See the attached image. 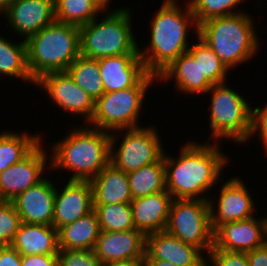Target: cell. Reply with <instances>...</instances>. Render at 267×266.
I'll return each instance as SVG.
<instances>
[{
    "label": "cell",
    "mask_w": 267,
    "mask_h": 266,
    "mask_svg": "<svg viewBox=\"0 0 267 266\" xmlns=\"http://www.w3.org/2000/svg\"><path fill=\"white\" fill-rule=\"evenodd\" d=\"M219 148L217 143L189 141L177 159L164 152L166 191L173 199L209 200L204 194L218 183L229 161Z\"/></svg>",
    "instance_id": "obj_1"
},
{
    "label": "cell",
    "mask_w": 267,
    "mask_h": 266,
    "mask_svg": "<svg viewBox=\"0 0 267 266\" xmlns=\"http://www.w3.org/2000/svg\"><path fill=\"white\" fill-rule=\"evenodd\" d=\"M178 0H163L162 5L151 19V43L138 49L145 69L158 76L180 55L189 49V27L194 26L198 36V24L189 4L181 9Z\"/></svg>",
    "instance_id": "obj_2"
},
{
    "label": "cell",
    "mask_w": 267,
    "mask_h": 266,
    "mask_svg": "<svg viewBox=\"0 0 267 266\" xmlns=\"http://www.w3.org/2000/svg\"><path fill=\"white\" fill-rule=\"evenodd\" d=\"M111 132L79 126L53 144L50 169L72 171L69 180L90 181L110 163Z\"/></svg>",
    "instance_id": "obj_3"
},
{
    "label": "cell",
    "mask_w": 267,
    "mask_h": 266,
    "mask_svg": "<svg viewBox=\"0 0 267 266\" xmlns=\"http://www.w3.org/2000/svg\"><path fill=\"white\" fill-rule=\"evenodd\" d=\"M251 16L245 12L214 17L198 26V37L230 70L253 58L259 50Z\"/></svg>",
    "instance_id": "obj_4"
},
{
    "label": "cell",
    "mask_w": 267,
    "mask_h": 266,
    "mask_svg": "<svg viewBox=\"0 0 267 266\" xmlns=\"http://www.w3.org/2000/svg\"><path fill=\"white\" fill-rule=\"evenodd\" d=\"M27 68L34 81L66 71L80 55L79 27L54 21L26 40Z\"/></svg>",
    "instance_id": "obj_5"
},
{
    "label": "cell",
    "mask_w": 267,
    "mask_h": 266,
    "mask_svg": "<svg viewBox=\"0 0 267 266\" xmlns=\"http://www.w3.org/2000/svg\"><path fill=\"white\" fill-rule=\"evenodd\" d=\"M131 9L111 10L103 20L94 18L79 27L80 55L100 59L122 54H139L132 28Z\"/></svg>",
    "instance_id": "obj_6"
},
{
    "label": "cell",
    "mask_w": 267,
    "mask_h": 266,
    "mask_svg": "<svg viewBox=\"0 0 267 266\" xmlns=\"http://www.w3.org/2000/svg\"><path fill=\"white\" fill-rule=\"evenodd\" d=\"M210 109L211 138L230 139L235 144L250 140L252 107L243 95L226 83L213 84Z\"/></svg>",
    "instance_id": "obj_7"
},
{
    "label": "cell",
    "mask_w": 267,
    "mask_h": 266,
    "mask_svg": "<svg viewBox=\"0 0 267 266\" xmlns=\"http://www.w3.org/2000/svg\"><path fill=\"white\" fill-rule=\"evenodd\" d=\"M154 80H157V76L147 73L134 87L105 92L95 102V111L89 126L109 132L140 127L138 117L146 91Z\"/></svg>",
    "instance_id": "obj_8"
},
{
    "label": "cell",
    "mask_w": 267,
    "mask_h": 266,
    "mask_svg": "<svg viewBox=\"0 0 267 266\" xmlns=\"http://www.w3.org/2000/svg\"><path fill=\"white\" fill-rule=\"evenodd\" d=\"M165 231L208 255L214 246L209 200L173 199Z\"/></svg>",
    "instance_id": "obj_9"
},
{
    "label": "cell",
    "mask_w": 267,
    "mask_h": 266,
    "mask_svg": "<svg viewBox=\"0 0 267 266\" xmlns=\"http://www.w3.org/2000/svg\"><path fill=\"white\" fill-rule=\"evenodd\" d=\"M126 132H125V131ZM111 132L110 142V163L117 169L129 173L142 166L159 161L164 155V149L158 129L150 125L147 127H137L120 129L124 132L120 146L116 148L118 132ZM117 149V150H116Z\"/></svg>",
    "instance_id": "obj_10"
},
{
    "label": "cell",
    "mask_w": 267,
    "mask_h": 266,
    "mask_svg": "<svg viewBox=\"0 0 267 266\" xmlns=\"http://www.w3.org/2000/svg\"><path fill=\"white\" fill-rule=\"evenodd\" d=\"M35 85L43 88L52 101L68 114L84 115L86 125H89L87 123H90L94 115L95 102L75 84L67 71L46 73L35 81Z\"/></svg>",
    "instance_id": "obj_11"
},
{
    "label": "cell",
    "mask_w": 267,
    "mask_h": 266,
    "mask_svg": "<svg viewBox=\"0 0 267 266\" xmlns=\"http://www.w3.org/2000/svg\"><path fill=\"white\" fill-rule=\"evenodd\" d=\"M42 141L22 160L0 173V201H11L20 193L44 179V170L49 168ZM48 162V164L46 163ZM48 165V166H47Z\"/></svg>",
    "instance_id": "obj_12"
},
{
    "label": "cell",
    "mask_w": 267,
    "mask_h": 266,
    "mask_svg": "<svg viewBox=\"0 0 267 266\" xmlns=\"http://www.w3.org/2000/svg\"><path fill=\"white\" fill-rule=\"evenodd\" d=\"M240 178L233 177L221 185L217 210L209 199L212 230L226 222L244 220L254 216V199Z\"/></svg>",
    "instance_id": "obj_13"
},
{
    "label": "cell",
    "mask_w": 267,
    "mask_h": 266,
    "mask_svg": "<svg viewBox=\"0 0 267 266\" xmlns=\"http://www.w3.org/2000/svg\"><path fill=\"white\" fill-rule=\"evenodd\" d=\"M266 243L264 217L226 222L214 231V246L225 251L249 252Z\"/></svg>",
    "instance_id": "obj_14"
},
{
    "label": "cell",
    "mask_w": 267,
    "mask_h": 266,
    "mask_svg": "<svg viewBox=\"0 0 267 266\" xmlns=\"http://www.w3.org/2000/svg\"><path fill=\"white\" fill-rule=\"evenodd\" d=\"M143 259L165 260L177 266H207V256L199 248L166 231L146 235Z\"/></svg>",
    "instance_id": "obj_15"
},
{
    "label": "cell",
    "mask_w": 267,
    "mask_h": 266,
    "mask_svg": "<svg viewBox=\"0 0 267 266\" xmlns=\"http://www.w3.org/2000/svg\"><path fill=\"white\" fill-rule=\"evenodd\" d=\"M1 15L26 41L55 21L54 0H16Z\"/></svg>",
    "instance_id": "obj_16"
},
{
    "label": "cell",
    "mask_w": 267,
    "mask_h": 266,
    "mask_svg": "<svg viewBox=\"0 0 267 266\" xmlns=\"http://www.w3.org/2000/svg\"><path fill=\"white\" fill-rule=\"evenodd\" d=\"M56 186L44 178L11 200L21 223L53 226Z\"/></svg>",
    "instance_id": "obj_17"
},
{
    "label": "cell",
    "mask_w": 267,
    "mask_h": 266,
    "mask_svg": "<svg viewBox=\"0 0 267 266\" xmlns=\"http://www.w3.org/2000/svg\"><path fill=\"white\" fill-rule=\"evenodd\" d=\"M145 235L137 229L126 231H101L93 252L101 265L124 260H143Z\"/></svg>",
    "instance_id": "obj_18"
},
{
    "label": "cell",
    "mask_w": 267,
    "mask_h": 266,
    "mask_svg": "<svg viewBox=\"0 0 267 266\" xmlns=\"http://www.w3.org/2000/svg\"><path fill=\"white\" fill-rule=\"evenodd\" d=\"M62 187L55 191L53 227L57 230L94 209L90 181L68 180Z\"/></svg>",
    "instance_id": "obj_19"
},
{
    "label": "cell",
    "mask_w": 267,
    "mask_h": 266,
    "mask_svg": "<svg viewBox=\"0 0 267 266\" xmlns=\"http://www.w3.org/2000/svg\"><path fill=\"white\" fill-rule=\"evenodd\" d=\"M105 92L134 87L148 72L139 54H122L98 59Z\"/></svg>",
    "instance_id": "obj_20"
},
{
    "label": "cell",
    "mask_w": 267,
    "mask_h": 266,
    "mask_svg": "<svg viewBox=\"0 0 267 266\" xmlns=\"http://www.w3.org/2000/svg\"><path fill=\"white\" fill-rule=\"evenodd\" d=\"M172 201L166 190L133 199L130 205L135 229L145 236L165 231Z\"/></svg>",
    "instance_id": "obj_21"
},
{
    "label": "cell",
    "mask_w": 267,
    "mask_h": 266,
    "mask_svg": "<svg viewBox=\"0 0 267 266\" xmlns=\"http://www.w3.org/2000/svg\"><path fill=\"white\" fill-rule=\"evenodd\" d=\"M173 77V78H172ZM175 80L176 89L188 94H206L213 84L201 73L198 61L187 51L174 60L158 76L157 82Z\"/></svg>",
    "instance_id": "obj_22"
},
{
    "label": "cell",
    "mask_w": 267,
    "mask_h": 266,
    "mask_svg": "<svg viewBox=\"0 0 267 266\" xmlns=\"http://www.w3.org/2000/svg\"><path fill=\"white\" fill-rule=\"evenodd\" d=\"M94 205L130 204L133 200L128 175L109 163L90 180Z\"/></svg>",
    "instance_id": "obj_23"
},
{
    "label": "cell",
    "mask_w": 267,
    "mask_h": 266,
    "mask_svg": "<svg viewBox=\"0 0 267 266\" xmlns=\"http://www.w3.org/2000/svg\"><path fill=\"white\" fill-rule=\"evenodd\" d=\"M10 246L21 256L58 255V230L50 225L21 223Z\"/></svg>",
    "instance_id": "obj_24"
},
{
    "label": "cell",
    "mask_w": 267,
    "mask_h": 266,
    "mask_svg": "<svg viewBox=\"0 0 267 266\" xmlns=\"http://www.w3.org/2000/svg\"><path fill=\"white\" fill-rule=\"evenodd\" d=\"M100 232L97 215L92 210L58 229L59 250H93Z\"/></svg>",
    "instance_id": "obj_25"
},
{
    "label": "cell",
    "mask_w": 267,
    "mask_h": 266,
    "mask_svg": "<svg viewBox=\"0 0 267 266\" xmlns=\"http://www.w3.org/2000/svg\"><path fill=\"white\" fill-rule=\"evenodd\" d=\"M132 198L145 197L166 190L165 163L163 157L149 165L127 173Z\"/></svg>",
    "instance_id": "obj_26"
},
{
    "label": "cell",
    "mask_w": 267,
    "mask_h": 266,
    "mask_svg": "<svg viewBox=\"0 0 267 266\" xmlns=\"http://www.w3.org/2000/svg\"><path fill=\"white\" fill-rule=\"evenodd\" d=\"M42 140L39 134L0 133V173L25 158Z\"/></svg>",
    "instance_id": "obj_27"
},
{
    "label": "cell",
    "mask_w": 267,
    "mask_h": 266,
    "mask_svg": "<svg viewBox=\"0 0 267 266\" xmlns=\"http://www.w3.org/2000/svg\"><path fill=\"white\" fill-rule=\"evenodd\" d=\"M14 43L0 37V76L16 77L35 85L27 68L26 41Z\"/></svg>",
    "instance_id": "obj_28"
},
{
    "label": "cell",
    "mask_w": 267,
    "mask_h": 266,
    "mask_svg": "<svg viewBox=\"0 0 267 266\" xmlns=\"http://www.w3.org/2000/svg\"><path fill=\"white\" fill-rule=\"evenodd\" d=\"M66 71L73 78L75 84L84 90L94 102L105 93L100 78L98 59L79 55Z\"/></svg>",
    "instance_id": "obj_29"
},
{
    "label": "cell",
    "mask_w": 267,
    "mask_h": 266,
    "mask_svg": "<svg viewBox=\"0 0 267 266\" xmlns=\"http://www.w3.org/2000/svg\"><path fill=\"white\" fill-rule=\"evenodd\" d=\"M55 20L77 27L88 24L104 13L91 0H54Z\"/></svg>",
    "instance_id": "obj_30"
},
{
    "label": "cell",
    "mask_w": 267,
    "mask_h": 266,
    "mask_svg": "<svg viewBox=\"0 0 267 266\" xmlns=\"http://www.w3.org/2000/svg\"><path fill=\"white\" fill-rule=\"evenodd\" d=\"M196 37L198 38V43L192 44L188 52L195 61H198L202 75L212 84L224 83L229 69L203 40L197 35Z\"/></svg>",
    "instance_id": "obj_31"
},
{
    "label": "cell",
    "mask_w": 267,
    "mask_h": 266,
    "mask_svg": "<svg viewBox=\"0 0 267 266\" xmlns=\"http://www.w3.org/2000/svg\"><path fill=\"white\" fill-rule=\"evenodd\" d=\"M101 231H126L135 229L130 204L94 205Z\"/></svg>",
    "instance_id": "obj_32"
},
{
    "label": "cell",
    "mask_w": 267,
    "mask_h": 266,
    "mask_svg": "<svg viewBox=\"0 0 267 266\" xmlns=\"http://www.w3.org/2000/svg\"><path fill=\"white\" fill-rule=\"evenodd\" d=\"M244 0H190L188 2L197 24L214 18L238 14L243 11L233 12Z\"/></svg>",
    "instance_id": "obj_33"
},
{
    "label": "cell",
    "mask_w": 267,
    "mask_h": 266,
    "mask_svg": "<svg viewBox=\"0 0 267 266\" xmlns=\"http://www.w3.org/2000/svg\"><path fill=\"white\" fill-rule=\"evenodd\" d=\"M21 224L11 201H0V246H10Z\"/></svg>",
    "instance_id": "obj_34"
},
{
    "label": "cell",
    "mask_w": 267,
    "mask_h": 266,
    "mask_svg": "<svg viewBox=\"0 0 267 266\" xmlns=\"http://www.w3.org/2000/svg\"><path fill=\"white\" fill-rule=\"evenodd\" d=\"M58 266H101L93 250H59Z\"/></svg>",
    "instance_id": "obj_35"
},
{
    "label": "cell",
    "mask_w": 267,
    "mask_h": 266,
    "mask_svg": "<svg viewBox=\"0 0 267 266\" xmlns=\"http://www.w3.org/2000/svg\"><path fill=\"white\" fill-rule=\"evenodd\" d=\"M207 256V266H249L247 252L225 251L213 246Z\"/></svg>",
    "instance_id": "obj_36"
},
{
    "label": "cell",
    "mask_w": 267,
    "mask_h": 266,
    "mask_svg": "<svg viewBox=\"0 0 267 266\" xmlns=\"http://www.w3.org/2000/svg\"><path fill=\"white\" fill-rule=\"evenodd\" d=\"M256 133L259 134V140H262L261 142L267 153V103L262 108L255 107L252 109V128L250 139Z\"/></svg>",
    "instance_id": "obj_37"
},
{
    "label": "cell",
    "mask_w": 267,
    "mask_h": 266,
    "mask_svg": "<svg viewBox=\"0 0 267 266\" xmlns=\"http://www.w3.org/2000/svg\"><path fill=\"white\" fill-rule=\"evenodd\" d=\"M21 266H58V255H25L21 257Z\"/></svg>",
    "instance_id": "obj_38"
},
{
    "label": "cell",
    "mask_w": 267,
    "mask_h": 266,
    "mask_svg": "<svg viewBox=\"0 0 267 266\" xmlns=\"http://www.w3.org/2000/svg\"><path fill=\"white\" fill-rule=\"evenodd\" d=\"M21 255L11 246H0V266H21Z\"/></svg>",
    "instance_id": "obj_39"
},
{
    "label": "cell",
    "mask_w": 267,
    "mask_h": 266,
    "mask_svg": "<svg viewBox=\"0 0 267 266\" xmlns=\"http://www.w3.org/2000/svg\"><path fill=\"white\" fill-rule=\"evenodd\" d=\"M249 266H267V243L247 252Z\"/></svg>",
    "instance_id": "obj_40"
},
{
    "label": "cell",
    "mask_w": 267,
    "mask_h": 266,
    "mask_svg": "<svg viewBox=\"0 0 267 266\" xmlns=\"http://www.w3.org/2000/svg\"><path fill=\"white\" fill-rule=\"evenodd\" d=\"M101 266H143V260H124L103 264Z\"/></svg>",
    "instance_id": "obj_41"
},
{
    "label": "cell",
    "mask_w": 267,
    "mask_h": 266,
    "mask_svg": "<svg viewBox=\"0 0 267 266\" xmlns=\"http://www.w3.org/2000/svg\"><path fill=\"white\" fill-rule=\"evenodd\" d=\"M143 266H177L165 260L143 259Z\"/></svg>",
    "instance_id": "obj_42"
},
{
    "label": "cell",
    "mask_w": 267,
    "mask_h": 266,
    "mask_svg": "<svg viewBox=\"0 0 267 266\" xmlns=\"http://www.w3.org/2000/svg\"><path fill=\"white\" fill-rule=\"evenodd\" d=\"M91 1H93L103 12L106 11L107 13L109 12L108 4L109 2H111V0H91Z\"/></svg>",
    "instance_id": "obj_43"
},
{
    "label": "cell",
    "mask_w": 267,
    "mask_h": 266,
    "mask_svg": "<svg viewBox=\"0 0 267 266\" xmlns=\"http://www.w3.org/2000/svg\"><path fill=\"white\" fill-rule=\"evenodd\" d=\"M16 0H0V14L3 13Z\"/></svg>",
    "instance_id": "obj_44"
},
{
    "label": "cell",
    "mask_w": 267,
    "mask_h": 266,
    "mask_svg": "<svg viewBox=\"0 0 267 266\" xmlns=\"http://www.w3.org/2000/svg\"><path fill=\"white\" fill-rule=\"evenodd\" d=\"M264 219H265V230H266V239H267V216L264 217Z\"/></svg>",
    "instance_id": "obj_45"
}]
</instances>
